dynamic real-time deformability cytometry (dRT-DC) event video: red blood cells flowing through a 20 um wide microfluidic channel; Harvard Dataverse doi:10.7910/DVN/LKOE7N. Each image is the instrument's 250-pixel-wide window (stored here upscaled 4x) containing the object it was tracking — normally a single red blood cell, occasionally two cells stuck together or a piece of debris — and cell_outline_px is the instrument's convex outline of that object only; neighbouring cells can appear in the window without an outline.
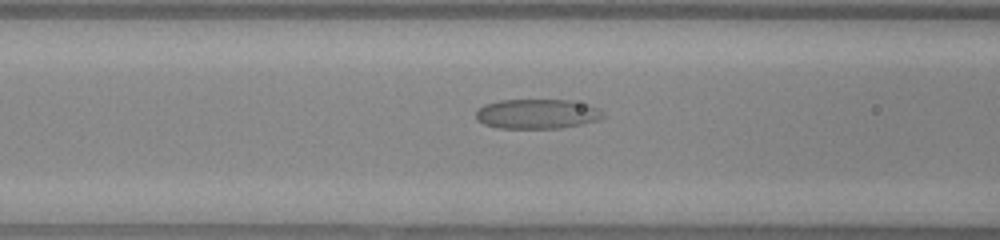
{"species": "common noctule bat (a hibernating species)", "species_latin": "Nyctalus noctula", "temperature_condition": "warm", "stored_images_in_passage": 37, "segment_of_instrument_passage": [1, 2], "camera_frame_rate_fps": 3000, "um_per_image_px": 0.085, "animal": {"sex": "male", "body_mass_g": 20.0, "forearm_length_mm": 53.3}, "frame": {"image": 1, "passage_image": 9, "time_ms": 2.667, "image_size_px": [1000, 240], "cell_outline_px": [[604, 116], [596, 120], [580, 124], [560, 128], [496, 128], [484, 124], [476, 120], [476, 108], [484, 104], [500, 100], [572, 100], [596, 108]], "centroid_in_image_um": [45.55, 9.68], "position_along_channel_um": 121.1, "area_um2": 21.85}}
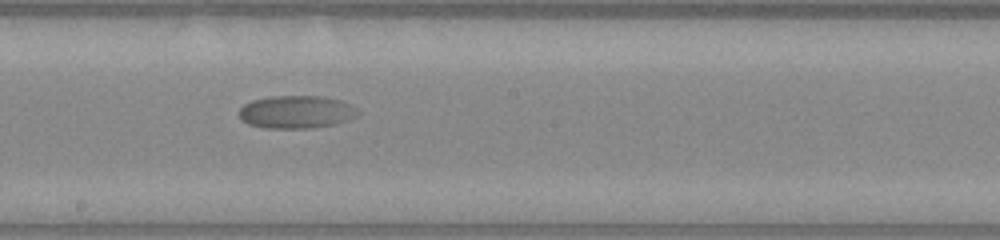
{"frame": {"image": 2, "passage_image": 17, "time_ms": 5.333, "image_size_px": [1000, 240], "cell_outline_px": [[360, 112], [356, 116], [336, 124], [312, 128], [264, 128], [248, 124], [240, 120], [240, 108], [244, 104], [252, 100], [272, 96], [320, 96], [340, 100], [356, 108]], "centroid_in_image_um": [25.16, 9.52], "position_along_channel_um": 223.0, "area_um2": 22.72}}
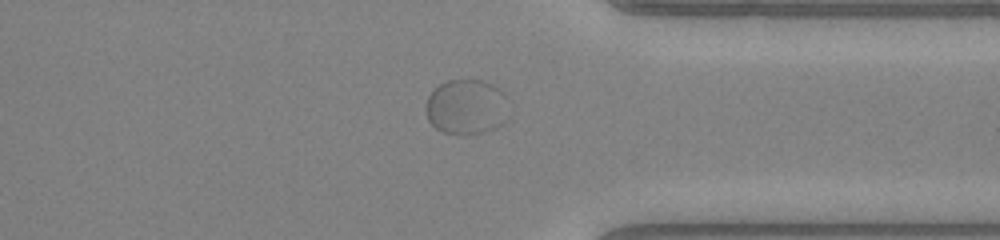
{"frame": {"image": 3, "passage_image": 29, "time_ms": 9.333, "image_size_px": [1000, 240], "cell_outline_px": [[504, 124], [496, 128], [484, 132], [440, 132], [428, 120], [428, 96], [440, 84], [448, 80], [480, 80], [492, 84], [500, 88], [504, 92]], "centroid_in_image_um": [39.64, 9.06], "position_along_channel_um": 371.8, "area_um2": 25.72}}